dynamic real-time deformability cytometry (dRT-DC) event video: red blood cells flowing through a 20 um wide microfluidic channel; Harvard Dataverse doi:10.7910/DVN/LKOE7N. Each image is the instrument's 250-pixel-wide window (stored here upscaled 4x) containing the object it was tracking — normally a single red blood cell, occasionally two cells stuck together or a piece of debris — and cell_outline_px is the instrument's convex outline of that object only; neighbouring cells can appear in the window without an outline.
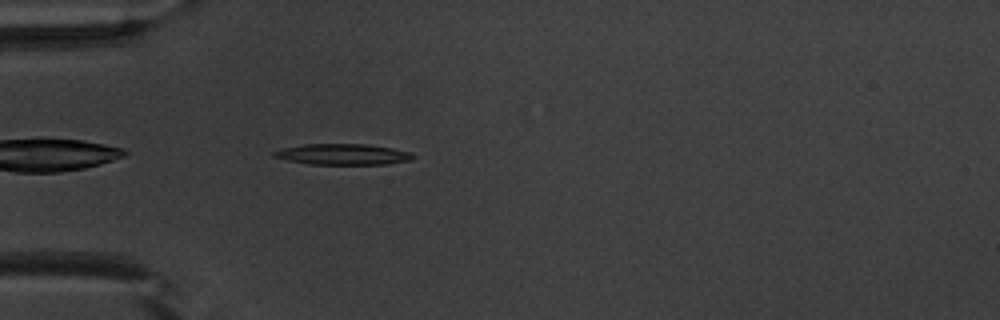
{"species": "common noctule bat (a hibernating species)", "species_latin": "Nyctalus noctula", "temperature_condition": "warm", "stored_images_in_passage": 37, "camera_frame_rate_fps": 3000, "um_per_image_px": 0.085, "animal": {"sex": "male", "body_mass_g": 20.1, "forearm_length_mm": 53.5}, "frame": {"image": 1, "passage_image": 1, "time_ms": 0.0, "image_size_px": [1000, 320], "cell_outline_px": [[416, 156], [412, 160], [388, 164], [308, 164], [288, 160], [272, 156], [272, 152], [280, 148], [304, 144], [364, 144], [392, 148], [408, 152]], "centroid_in_image_um": [29.11, 13.12], "position_along_channel_um": 55.9, "area_um2": 16.94}}
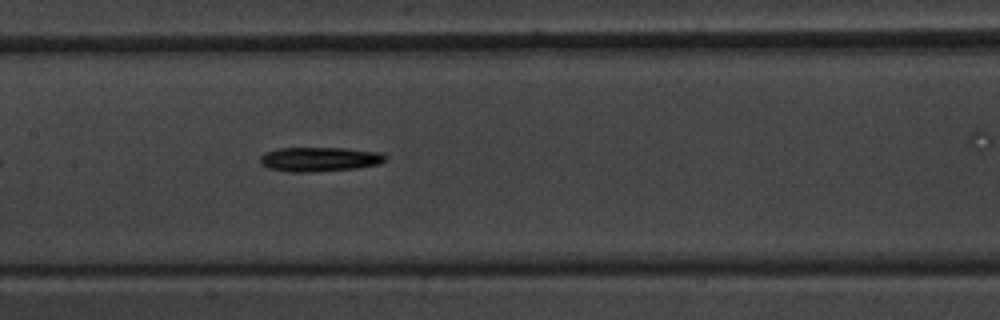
{"frame": {"image": 2, "passage_image": 11, "time_ms": 3.333, "image_size_px": [1000, 320], "cell_outline_px": [[388, 160], [380, 164], [356, 168], [308, 172], [288, 172], [268, 168], [260, 164], [260, 156], [264, 152], [280, 148], [344, 148], [380, 152], [388, 156]], "centroid_in_image_um": [27.17, 13.53], "position_along_channel_um": 180.2, "area_um2": 17.98}}
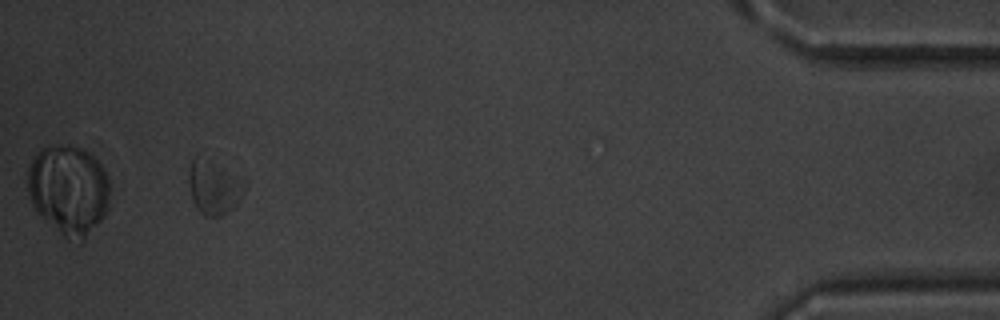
{"frame": {"image": 3, "passage_image": 34, "time_ms": 11.0, "image_size_px": [1000, 320], "cell_outline_px": [[248, 184], [236, 204], [232, 208], [220, 216], [204, 216], [196, 208], [192, 200], [188, 180], [188, 172], [192, 160], [196, 152]], "centroid_in_image_um": [18.12, 15.91], "position_along_channel_um": 417.1, "area_um2": 17.34}, "authors_computed_cell_mechanics": {"area_um2": 17.34, "velocity_mm_per_s": 3.9518, "shape_relaxation_time_tau1_ms": 1.6037, "shape_relaxation_time_tau2_ms": null, "deformation_change_tau1": 0.1015, "deformation_change_tau2": null}}